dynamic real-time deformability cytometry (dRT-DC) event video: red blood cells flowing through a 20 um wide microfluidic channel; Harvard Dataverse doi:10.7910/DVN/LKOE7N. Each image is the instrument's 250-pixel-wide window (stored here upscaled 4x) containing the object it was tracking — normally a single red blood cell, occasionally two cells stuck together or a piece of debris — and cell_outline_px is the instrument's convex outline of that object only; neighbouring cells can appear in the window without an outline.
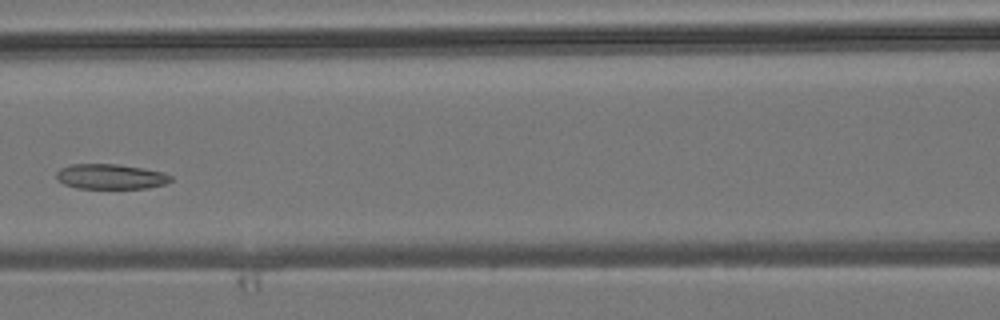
{"species": "common noctule bat (a hibernating species)", "species_latin": "Nyctalus noctula", "temperature_condition": "room temperature", "stored_images_in_passage": 6, "camera_frame_rate_fps": 3000, "um_per_image_px": 0.085, "animal": {"sex": "male", "body_mass_g": 19.2, "forearm_length_mm": 51.8}, "frame": {"image": 1, "passage_image": 6, "time_ms": 5.667, "image_size_px": [1000, 320], "cell_outline_px": [[172, 180], [164, 184], [148, 188], [76, 188], [64, 184], [56, 176], [56, 172], [60, 168], [72, 164], [120, 164], [144, 168], [164, 172], [172, 176]], "centroid_in_image_um": [9.43, 15.0], "position_along_channel_um": 157.2, "area_um2": 16.76}}